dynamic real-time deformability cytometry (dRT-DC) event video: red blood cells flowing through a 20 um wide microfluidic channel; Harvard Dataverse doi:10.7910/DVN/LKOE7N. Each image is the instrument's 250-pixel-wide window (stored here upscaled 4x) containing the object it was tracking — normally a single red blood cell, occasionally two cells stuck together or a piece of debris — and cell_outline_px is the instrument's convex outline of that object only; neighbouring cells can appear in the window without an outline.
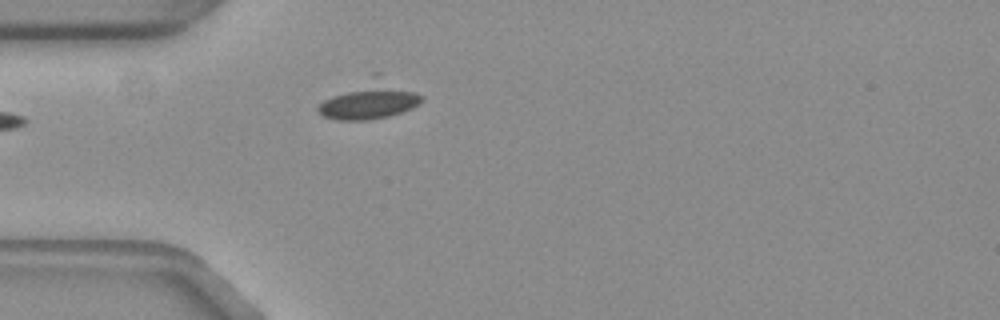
{"species": "common noctule bat (a hibernating species)", "species_latin": "Nyctalus noctula", "temperature_condition": "warm", "stored_images_in_passage": 29, "camera_frame_rate_fps": 3000, "um_per_image_px": 0.085, "animal": {"sex": "female", "body_mass_g": 19.3, "forearm_length_mm": 54.1}, "frame": {"image": 1, "passage_image": 1, "time_ms": 0.0, "image_size_px": [1000, 320], "cell_outline_px": [[424, 100], [412, 108], [388, 116], [368, 120], [336, 120], [324, 116], [316, 112], [316, 108], [324, 100], [332, 96], [348, 92], [372, 88], [380, 88], [416, 92], [424, 96]], "centroid_in_image_um": [31.32, 8.85], "position_along_channel_um": 53.7, "area_um2": 17.98}, "authors_computed_cell_mechanics": {"area_um2": 17.5134, "velocity_mm_per_s": 3.7194, "shape_relaxation_time_tau1_ms": 4.9571, "shape_relaxation_time_tau2_ms": null, "deformation_change_tau1": 0.0704, "deformation_change_tau2": null}}